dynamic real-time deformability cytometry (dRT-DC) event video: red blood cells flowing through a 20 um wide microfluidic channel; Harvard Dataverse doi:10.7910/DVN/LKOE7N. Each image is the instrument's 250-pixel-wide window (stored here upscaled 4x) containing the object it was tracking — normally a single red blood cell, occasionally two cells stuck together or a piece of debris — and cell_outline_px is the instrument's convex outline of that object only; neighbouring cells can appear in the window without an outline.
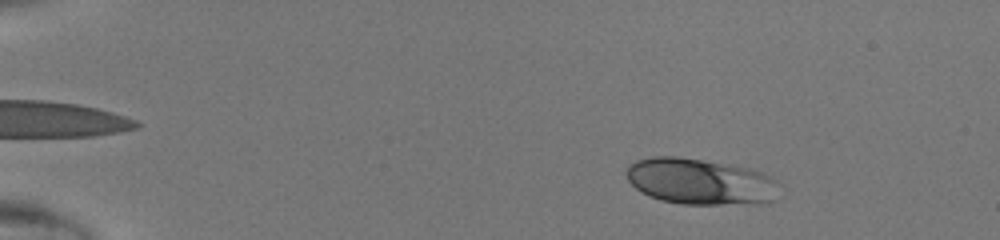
{"species": "human", "species_latin": "Homo sapiens", "temperature_condition": "room temperature", "stored_images_in_passage": 46, "camera_frame_rate_fps": 3000, "um_per_image_px": 0.085, "donor": {"sex": "male"}, "frame": {"image": 1, "passage_image": 6, "time_ms": 1.667, "image_size_px": [1000, 240], "cell_outline_px": [[776, 180], [772, 200], [764, 204], [680, 204], [660, 200], [648, 196], [640, 192], [628, 180], [628, 164], [636, 160], [652, 156], [676, 156], [728, 164], [748, 168], [760, 172]], "centroid_in_image_um": [59.45, 15.43], "position_along_channel_um": 25.5, "area_um2": 40.81}}
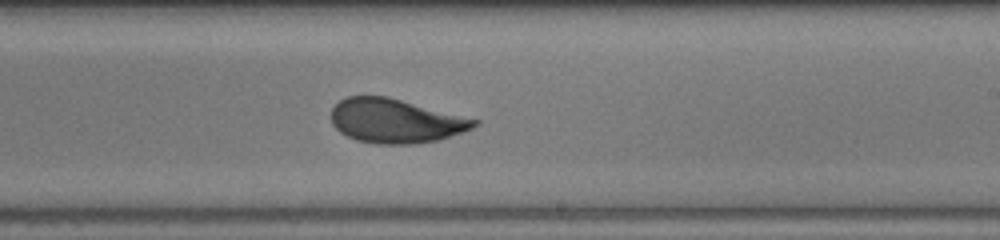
{"frame": {"image": 2, "passage_image": 29, "time_ms": 9.333, "image_size_px": [1000, 240], "cell_outline_px": [[480, 124], [472, 128], [436, 140], [416, 144], [376, 144], [356, 140], [340, 132], [332, 124], [332, 108], [340, 100], [348, 96], [388, 96], [480, 120]], "centroid_in_image_um": [33.61, 10.27], "position_along_channel_um": 255.4, "area_um2": 36.7}}
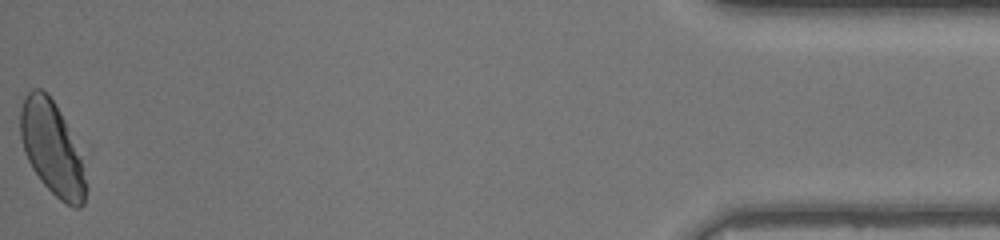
{"frame": {"image": 3, "passage_image": 46, "time_ms": 15.0, "image_size_px": [1000, 240], "cell_outline_px": [[88, 188], [84, 204], [80, 208], [72, 208], [60, 200], [40, 180], [32, 168], [24, 152], [20, 136], [20, 112], [24, 96], [32, 88], [40, 88], [48, 92], [60, 112], [64, 120], [80, 156]], "centroid_in_image_um": [4.41, 12.62], "position_along_channel_um": 430.8, "area_um2": 35.55}}